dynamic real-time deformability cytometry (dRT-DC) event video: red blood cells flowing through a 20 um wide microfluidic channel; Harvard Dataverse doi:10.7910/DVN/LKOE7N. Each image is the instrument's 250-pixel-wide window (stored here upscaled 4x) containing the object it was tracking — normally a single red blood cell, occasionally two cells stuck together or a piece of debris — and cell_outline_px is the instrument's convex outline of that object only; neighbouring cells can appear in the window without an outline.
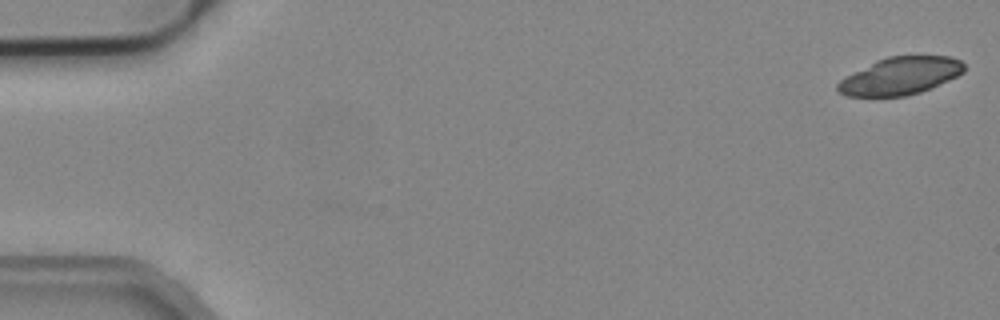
{"species": "common noctule bat (a hibernating species)", "species_latin": "Nyctalus noctula", "temperature_condition": "cold", "stored_images_in_passage": 52, "camera_frame_rate_fps": 3000, "um_per_image_px": 0.085, "animal": {"sex": "male", "body_mass_g": 19.2, "forearm_length_mm": 51.8}, "frame": {"image": 1, "passage_image": 1, "time_ms": 0.0, "image_size_px": [1000, 320], "cell_outline_px": [[964, 72], [948, 80], [920, 92], [904, 96], [848, 96], [840, 92], [836, 88], [836, 84], [840, 80], [876, 60], [888, 56], [952, 56], [960, 60], [964, 64]], "centroid_in_image_um": [76.53, 6.45], "position_along_channel_um": 8.5, "area_um2": 27.28}}
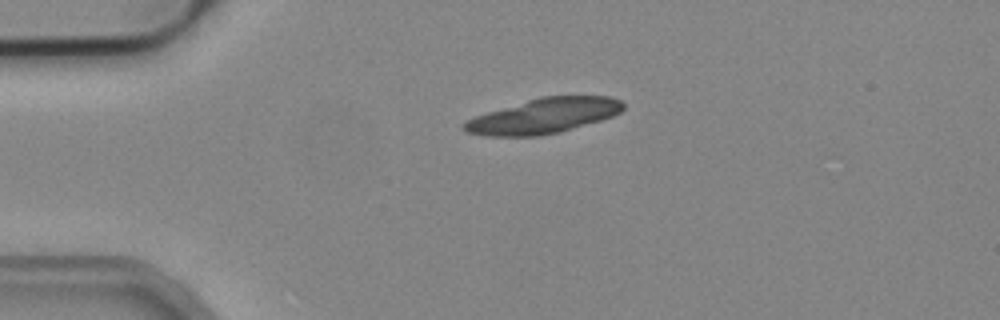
{"frame": {"image": 2, "passage_image": 12, "time_ms": 3.667, "image_size_px": [1000, 320], "cell_outline_px": [[624, 108], [620, 112], [612, 116], [600, 120], [560, 132], [536, 136], [484, 136], [464, 132], [464, 124], [468, 120], [476, 116], [488, 112], [540, 96], [612, 96], [620, 100], [624, 104]], "centroid_in_image_um": [46.23, 9.85], "position_along_channel_um": 38.8, "area_um2": 32.25}, "authors_computed_cell_mechanics": {"area_um2": 29.2757, "velocity_mm_per_s": 3.9269, "shape_relaxation_time_tau1_ms": 1.295, "shape_relaxation_time_tau2_ms": null, "deformation_change_tau1": 0.2172, "deformation_change_tau2": null}}